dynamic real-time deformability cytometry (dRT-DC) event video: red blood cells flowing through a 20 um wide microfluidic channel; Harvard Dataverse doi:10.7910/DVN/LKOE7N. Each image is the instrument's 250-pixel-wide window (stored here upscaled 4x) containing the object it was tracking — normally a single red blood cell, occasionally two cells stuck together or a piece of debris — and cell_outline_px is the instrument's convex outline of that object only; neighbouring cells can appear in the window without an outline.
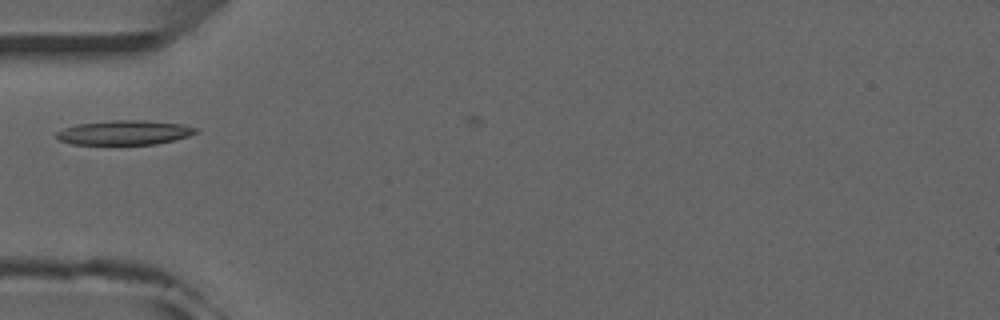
{"species": "common noctule bat (a hibernating species)", "species_latin": "Nyctalus noctula", "temperature_condition": "room temperature", "stored_images_in_passage": 12, "camera_frame_rate_fps": 3000, "um_per_image_px": 0.085, "animal": {"sex": "male", "forearm_length_mm": 52.5}, "frame": {"image": 1, "passage_image": 10, "time_ms": 3.0, "image_size_px": [1000, 320], "cell_outline_px": [[200, 132], [188, 136], [156, 144], [72, 144], [60, 140], [56, 136], [56, 132], [64, 128], [76, 124], [112, 120], [140, 120], [184, 124], [200, 128]], "centroid_in_image_um": [10.62, 11.26], "position_along_channel_um": 74.4, "area_um2": 19.88}}